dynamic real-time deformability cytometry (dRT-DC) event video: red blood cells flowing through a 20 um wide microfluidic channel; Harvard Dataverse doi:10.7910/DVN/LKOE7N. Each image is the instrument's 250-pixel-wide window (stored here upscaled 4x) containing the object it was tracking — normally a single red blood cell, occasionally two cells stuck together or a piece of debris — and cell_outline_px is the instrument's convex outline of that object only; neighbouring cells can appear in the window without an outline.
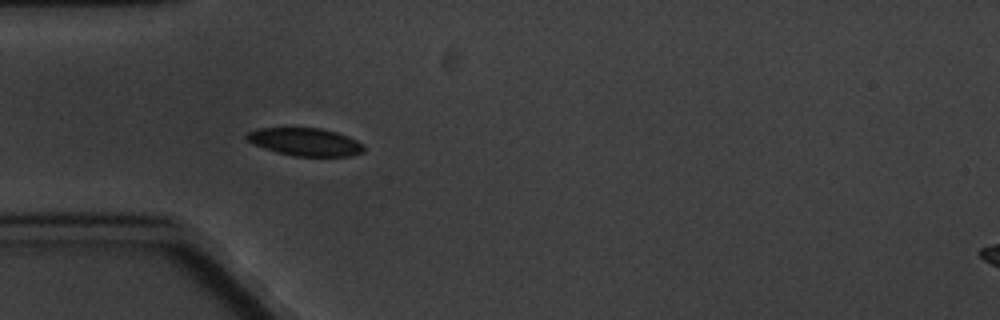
{"species": "common noctule bat (a hibernating species)", "species_latin": "Nyctalus noctula", "temperature_condition": "cold", "stored_images_in_passage": 6, "camera_frame_rate_fps": 3000, "um_per_image_px": 0.085, "animal": {"sex": "male", "body_mass_g": 20.1, "forearm_length_mm": 53.5}, "frame": {"image": 1, "passage_image": 6, "time_ms": 5.667, "image_size_px": [1000, 320], "cell_outline_px": [[364, 152], [352, 156], [292, 156], [276, 152], [264, 148], [248, 140], [244, 136], [248, 132], [256, 128], [320, 128], [336, 132], [348, 136], [364, 144]], "centroid_in_image_um": [25.97, 12.06], "position_along_channel_um": 59.0, "area_um2": 19.02}}